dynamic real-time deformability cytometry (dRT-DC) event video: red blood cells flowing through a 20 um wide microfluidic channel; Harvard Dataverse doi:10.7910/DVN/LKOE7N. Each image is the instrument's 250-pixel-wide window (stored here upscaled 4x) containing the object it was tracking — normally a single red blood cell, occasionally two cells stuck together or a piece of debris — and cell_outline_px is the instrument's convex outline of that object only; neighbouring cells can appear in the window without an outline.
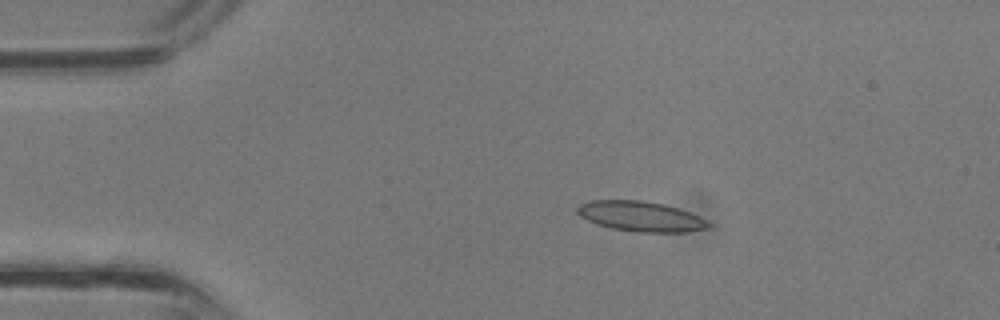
{"species": "common noctule bat (a hibernating species)", "species_latin": "Nyctalus noctula", "temperature_condition": "room temperature", "stored_images_in_passage": 31, "camera_frame_rate_fps": 3000, "um_per_image_px": 0.085, "animal": {"sex": "male", "body_mass_g": 13.3}, "frame": {"image": 1, "passage_image": 1, "time_ms": 0.0, "image_size_px": [1000, 320], "cell_outline_px": [[712, 224], [708, 228], [688, 232], [640, 232], [612, 228], [596, 224], [580, 216], [576, 212], [576, 208], [580, 204], [592, 200], [640, 200], [664, 204], [680, 208], [708, 220]], "centroid_in_image_um": [54.49, 18.39], "position_along_channel_um": 30.5, "area_um2": 23.12}}
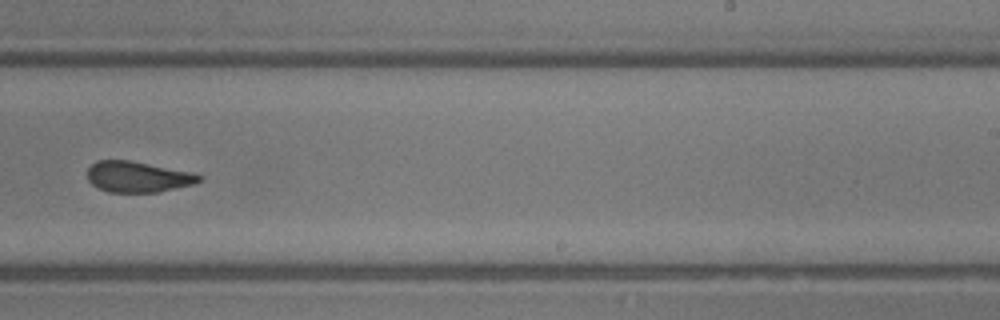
{"frame": {"image": 2, "passage_image": 17, "time_ms": 5.333, "image_size_px": [1000, 320], "cell_outline_px": [[204, 180], [192, 184], [156, 192], [108, 192], [92, 184], [88, 180], [88, 168], [96, 160], [128, 160], [192, 172], [204, 176]], "centroid_in_image_um": [11.72, 15.02], "position_along_channel_um": 277.3, "area_um2": 19.94}}
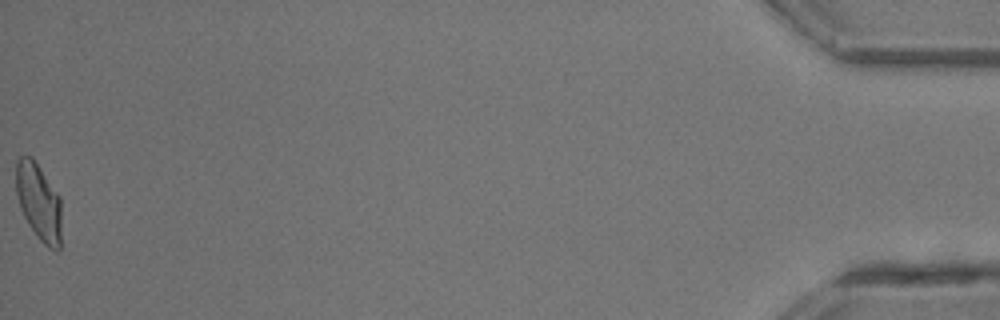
{"frame": {"image": 3, "passage_image": 31, "time_ms": 10.0, "image_size_px": [1000, 320], "cell_outline_px": [[60, 248], [48, 248], [36, 236], [28, 224], [20, 208], [16, 192], [16, 160], [20, 156], [32, 156], [60, 196]], "centroid_in_image_um": [3.27, 17.13], "position_along_channel_um": 431.9, "area_um2": 20.35}}